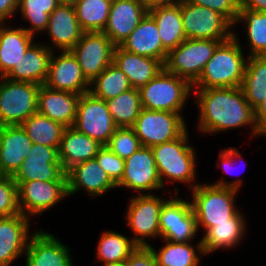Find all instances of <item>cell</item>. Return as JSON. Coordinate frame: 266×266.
<instances>
[{"label": "cell", "instance_id": "36", "mask_svg": "<svg viewBox=\"0 0 266 266\" xmlns=\"http://www.w3.org/2000/svg\"><path fill=\"white\" fill-rule=\"evenodd\" d=\"M21 127L35 144L59 147L65 127L39 112L28 117Z\"/></svg>", "mask_w": 266, "mask_h": 266}, {"label": "cell", "instance_id": "28", "mask_svg": "<svg viewBox=\"0 0 266 266\" xmlns=\"http://www.w3.org/2000/svg\"><path fill=\"white\" fill-rule=\"evenodd\" d=\"M113 63L128 77L135 89L146 85L164 68L160 60L126 51L120 45L114 49Z\"/></svg>", "mask_w": 266, "mask_h": 266}, {"label": "cell", "instance_id": "10", "mask_svg": "<svg viewBox=\"0 0 266 266\" xmlns=\"http://www.w3.org/2000/svg\"><path fill=\"white\" fill-rule=\"evenodd\" d=\"M182 113L143 108L132 128L142 146L153 147L178 138L187 128Z\"/></svg>", "mask_w": 266, "mask_h": 266}, {"label": "cell", "instance_id": "20", "mask_svg": "<svg viewBox=\"0 0 266 266\" xmlns=\"http://www.w3.org/2000/svg\"><path fill=\"white\" fill-rule=\"evenodd\" d=\"M31 220L19 213L11 217H0V266H10L25 255L29 239Z\"/></svg>", "mask_w": 266, "mask_h": 266}, {"label": "cell", "instance_id": "6", "mask_svg": "<svg viewBox=\"0 0 266 266\" xmlns=\"http://www.w3.org/2000/svg\"><path fill=\"white\" fill-rule=\"evenodd\" d=\"M226 40L185 39L168 52L164 69L193 85L201 76L217 46Z\"/></svg>", "mask_w": 266, "mask_h": 266}, {"label": "cell", "instance_id": "25", "mask_svg": "<svg viewBox=\"0 0 266 266\" xmlns=\"http://www.w3.org/2000/svg\"><path fill=\"white\" fill-rule=\"evenodd\" d=\"M238 210L229 222L214 223L203 235L201 242L205 256L214 253L217 250L235 248L245 239L248 226L246 217Z\"/></svg>", "mask_w": 266, "mask_h": 266}, {"label": "cell", "instance_id": "4", "mask_svg": "<svg viewBox=\"0 0 266 266\" xmlns=\"http://www.w3.org/2000/svg\"><path fill=\"white\" fill-rule=\"evenodd\" d=\"M237 32L217 46L192 89L241 87L248 57Z\"/></svg>", "mask_w": 266, "mask_h": 266}, {"label": "cell", "instance_id": "21", "mask_svg": "<svg viewBox=\"0 0 266 266\" xmlns=\"http://www.w3.org/2000/svg\"><path fill=\"white\" fill-rule=\"evenodd\" d=\"M66 176L69 197L82 190L95 199L117 188L95 158L75 165Z\"/></svg>", "mask_w": 266, "mask_h": 266}, {"label": "cell", "instance_id": "31", "mask_svg": "<svg viewBox=\"0 0 266 266\" xmlns=\"http://www.w3.org/2000/svg\"><path fill=\"white\" fill-rule=\"evenodd\" d=\"M148 13L158 26L163 48L167 52L175 49L186 39L181 15V1L173 5L156 7Z\"/></svg>", "mask_w": 266, "mask_h": 266}, {"label": "cell", "instance_id": "32", "mask_svg": "<svg viewBox=\"0 0 266 266\" xmlns=\"http://www.w3.org/2000/svg\"><path fill=\"white\" fill-rule=\"evenodd\" d=\"M162 241L164 245L159 247L158 251L155 246L149 245L155 254L157 266H200L201 257L205 256L201 238L196 244H193V241L191 243L170 242L165 239Z\"/></svg>", "mask_w": 266, "mask_h": 266}, {"label": "cell", "instance_id": "43", "mask_svg": "<svg viewBox=\"0 0 266 266\" xmlns=\"http://www.w3.org/2000/svg\"><path fill=\"white\" fill-rule=\"evenodd\" d=\"M95 159L110 180L117 185L124 174L125 160L120 158L106 146H102L98 150Z\"/></svg>", "mask_w": 266, "mask_h": 266}, {"label": "cell", "instance_id": "2", "mask_svg": "<svg viewBox=\"0 0 266 266\" xmlns=\"http://www.w3.org/2000/svg\"><path fill=\"white\" fill-rule=\"evenodd\" d=\"M224 176L214 183L198 184L191 191V204L196 215L198 231L204 233L214 223L229 222V219L240 209L236 197L244 184L242 178L224 180Z\"/></svg>", "mask_w": 266, "mask_h": 266}, {"label": "cell", "instance_id": "34", "mask_svg": "<svg viewBox=\"0 0 266 266\" xmlns=\"http://www.w3.org/2000/svg\"><path fill=\"white\" fill-rule=\"evenodd\" d=\"M241 88L253 109L265 99L266 56H249L247 58Z\"/></svg>", "mask_w": 266, "mask_h": 266}, {"label": "cell", "instance_id": "19", "mask_svg": "<svg viewBox=\"0 0 266 266\" xmlns=\"http://www.w3.org/2000/svg\"><path fill=\"white\" fill-rule=\"evenodd\" d=\"M38 229L29 239L24 266H75L70 246L43 228Z\"/></svg>", "mask_w": 266, "mask_h": 266}, {"label": "cell", "instance_id": "47", "mask_svg": "<svg viewBox=\"0 0 266 266\" xmlns=\"http://www.w3.org/2000/svg\"><path fill=\"white\" fill-rule=\"evenodd\" d=\"M17 11L18 0H0V23H9L13 16L16 18Z\"/></svg>", "mask_w": 266, "mask_h": 266}, {"label": "cell", "instance_id": "29", "mask_svg": "<svg viewBox=\"0 0 266 266\" xmlns=\"http://www.w3.org/2000/svg\"><path fill=\"white\" fill-rule=\"evenodd\" d=\"M101 147L97 141L74 127H65L58 149L63 171L66 173L75 165L94 159Z\"/></svg>", "mask_w": 266, "mask_h": 266}, {"label": "cell", "instance_id": "12", "mask_svg": "<svg viewBox=\"0 0 266 266\" xmlns=\"http://www.w3.org/2000/svg\"><path fill=\"white\" fill-rule=\"evenodd\" d=\"M73 127L106 146L117 126L108 110L106 101L90 92L80 95Z\"/></svg>", "mask_w": 266, "mask_h": 266}, {"label": "cell", "instance_id": "37", "mask_svg": "<svg viewBox=\"0 0 266 266\" xmlns=\"http://www.w3.org/2000/svg\"><path fill=\"white\" fill-rule=\"evenodd\" d=\"M62 0H18V13L29 27H23L33 37L45 32L51 12Z\"/></svg>", "mask_w": 266, "mask_h": 266}, {"label": "cell", "instance_id": "26", "mask_svg": "<svg viewBox=\"0 0 266 266\" xmlns=\"http://www.w3.org/2000/svg\"><path fill=\"white\" fill-rule=\"evenodd\" d=\"M126 51L165 63L168 52L163 48L158 26L147 12L132 33L120 44Z\"/></svg>", "mask_w": 266, "mask_h": 266}, {"label": "cell", "instance_id": "22", "mask_svg": "<svg viewBox=\"0 0 266 266\" xmlns=\"http://www.w3.org/2000/svg\"><path fill=\"white\" fill-rule=\"evenodd\" d=\"M147 12L142 0H112L108 21L103 32L116 46L120 45Z\"/></svg>", "mask_w": 266, "mask_h": 266}, {"label": "cell", "instance_id": "17", "mask_svg": "<svg viewBox=\"0 0 266 266\" xmlns=\"http://www.w3.org/2000/svg\"><path fill=\"white\" fill-rule=\"evenodd\" d=\"M45 32L50 43L44 45L52 51L71 50L76 45L84 31L78 22L72 2L62 0L59 3L49 16Z\"/></svg>", "mask_w": 266, "mask_h": 266}, {"label": "cell", "instance_id": "24", "mask_svg": "<svg viewBox=\"0 0 266 266\" xmlns=\"http://www.w3.org/2000/svg\"><path fill=\"white\" fill-rule=\"evenodd\" d=\"M80 95L48 88L40 85L37 112L61 123L64 127H73Z\"/></svg>", "mask_w": 266, "mask_h": 266}, {"label": "cell", "instance_id": "50", "mask_svg": "<svg viewBox=\"0 0 266 266\" xmlns=\"http://www.w3.org/2000/svg\"><path fill=\"white\" fill-rule=\"evenodd\" d=\"M146 6L147 11L152 10L156 7L168 6L173 5L181 0H142Z\"/></svg>", "mask_w": 266, "mask_h": 266}, {"label": "cell", "instance_id": "7", "mask_svg": "<svg viewBox=\"0 0 266 266\" xmlns=\"http://www.w3.org/2000/svg\"><path fill=\"white\" fill-rule=\"evenodd\" d=\"M155 194L132 195L126 205L125 222L132 232V241L137 246H148L149 238H160L159 215L168 200ZM148 238V241H146Z\"/></svg>", "mask_w": 266, "mask_h": 266}, {"label": "cell", "instance_id": "48", "mask_svg": "<svg viewBox=\"0 0 266 266\" xmlns=\"http://www.w3.org/2000/svg\"><path fill=\"white\" fill-rule=\"evenodd\" d=\"M255 120L257 125V134L260 138L266 137V97L265 99L254 109Z\"/></svg>", "mask_w": 266, "mask_h": 266}, {"label": "cell", "instance_id": "33", "mask_svg": "<svg viewBox=\"0 0 266 266\" xmlns=\"http://www.w3.org/2000/svg\"><path fill=\"white\" fill-rule=\"evenodd\" d=\"M137 248L131 237L117 231L107 230L101 233L97 243V261L104 265L125 261Z\"/></svg>", "mask_w": 266, "mask_h": 266}, {"label": "cell", "instance_id": "41", "mask_svg": "<svg viewBox=\"0 0 266 266\" xmlns=\"http://www.w3.org/2000/svg\"><path fill=\"white\" fill-rule=\"evenodd\" d=\"M106 147L125 160L142 145L132 127H117Z\"/></svg>", "mask_w": 266, "mask_h": 266}, {"label": "cell", "instance_id": "3", "mask_svg": "<svg viewBox=\"0 0 266 266\" xmlns=\"http://www.w3.org/2000/svg\"><path fill=\"white\" fill-rule=\"evenodd\" d=\"M189 135L187 128L178 138L151 147L165 194L164 188L169 183L174 186L176 182L184 183L189 185L188 190L200 184L196 180L198 159L194 146L189 143Z\"/></svg>", "mask_w": 266, "mask_h": 266}, {"label": "cell", "instance_id": "13", "mask_svg": "<svg viewBox=\"0 0 266 266\" xmlns=\"http://www.w3.org/2000/svg\"><path fill=\"white\" fill-rule=\"evenodd\" d=\"M116 45L104 32H84L70 50L85 78L91 82L113 63Z\"/></svg>", "mask_w": 266, "mask_h": 266}, {"label": "cell", "instance_id": "35", "mask_svg": "<svg viewBox=\"0 0 266 266\" xmlns=\"http://www.w3.org/2000/svg\"><path fill=\"white\" fill-rule=\"evenodd\" d=\"M246 28L249 56H266V12L240 9L234 26L242 24Z\"/></svg>", "mask_w": 266, "mask_h": 266}, {"label": "cell", "instance_id": "9", "mask_svg": "<svg viewBox=\"0 0 266 266\" xmlns=\"http://www.w3.org/2000/svg\"><path fill=\"white\" fill-rule=\"evenodd\" d=\"M175 195L171 196L162 206L159 215L160 238L170 242H192L196 239L197 227L196 215L193 211L191 200L180 197L179 190L174 187Z\"/></svg>", "mask_w": 266, "mask_h": 266}, {"label": "cell", "instance_id": "23", "mask_svg": "<svg viewBox=\"0 0 266 266\" xmlns=\"http://www.w3.org/2000/svg\"><path fill=\"white\" fill-rule=\"evenodd\" d=\"M21 125L0 126V170L5 176H13L32 148Z\"/></svg>", "mask_w": 266, "mask_h": 266}, {"label": "cell", "instance_id": "27", "mask_svg": "<svg viewBox=\"0 0 266 266\" xmlns=\"http://www.w3.org/2000/svg\"><path fill=\"white\" fill-rule=\"evenodd\" d=\"M0 23V77H7L22 60L28 47L36 40L23 27Z\"/></svg>", "mask_w": 266, "mask_h": 266}, {"label": "cell", "instance_id": "11", "mask_svg": "<svg viewBox=\"0 0 266 266\" xmlns=\"http://www.w3.org/2000/svg\"><path fill=\"white\" fill-rule=\"evenodd\" d=\"M181 15L187 39L228 40L233 36L234 26L210 8L181 0Z\"/></svg>", "mask_w": 266, "mask_h": 266}, {"label": "cell", "instance_id": "14", "mask_svg": "<svg viewBox=\"0 0 266 266\" xmlns=\"http://www.w3.org/2000/svg\"><path fill=\"white\" fill-rule=\"evenodd\" d=\"M20 213L29 217L42 216L68 197L67 181H26L17 186Z\"/></svg>", "mask_w": 266, "mask_h": 266}, {"label": "cell", "instance_id": "52", "mask_svg": "<svg viewBox=\"0 0 266 266\" xmlns=\"http://www.w3.org/2000/svg\"><path fill=\"white\" fill-rule=\"evenodd\" d=\"M5 175L2 173V171L0 170V179L3 178Z\"/></svg>", "mask_w": 266, "mask_h": 266}, {"label": "cell", "instance_id": "46", "mask_svg": "<svg viewBox=\"0 0 266 266\" xmlns=\"http://www.w3.org/2000/svg\"><path fill=\"white\" fill-rule=\"evenodd\" d=\"M126 262L128 266H157L155 254L148 246H137Z\"/></svg>", "mask_w": 266, "mask_h": 266}, {"label": "cell", "instance_id": "8", "mask_svg": "<svg viewBox=\"0 0 266 266\" xmlns=\"http://www.w3.org/2000/svg\"><path fill=\"white\" fill-rule=\"evenodd\" d=\"M40 85L0 77V126L21 125L37 112Z\"/></svg>", "mask_w": 266, "mask_h": 266}, {"label": "cell", "instance_id": "51", "mask_svg": "<svg viewBox=\"0 0 266 266\" xmlns=\"http://www.w3.org/2000/svg\"><path fill=\"white\" fill-rule=\"evenodd\" d=\"M104 266H128L126 260L125 261H122V262H117V263H111V264H107V265H104Z\"/></svg>", "mask_w": 266, "mask_h": 266}, {"label": "cell", "instance_id": "5", "mask_svg": "<svg viewBox=\"0 0 266 266\" xmlns=\"http://www.w3.org/2000/svg\"><path fill=\"white\" fill-rule=\"evenodd\" d=\"M142 108L182 113L192 94V85L164 68L138 89Z\"/></svg>", "mask_w": 266, "mask_h": 266}, {"label": "cell", "instance_id": "53", "mask_svg": "<svg viewBox=\"0 0 266 266\" xmlns=\"http://www.w3.org/2000/svg\"><path fill=\"white\" fill-rule=\"evenodd\" d=\"M65 1H69V2H72V3H73V2L76 1V0H65Z\"/></svg>", "mask_w": 266, "mask_h": 266}, {"label": "cell", "instance_id": "15", "mask_svg": "<svg viewBox=\"0 0 266 266\" xmlns=\"http://www.w3.org/2000/svg\"><path fill=\"white\" fill-rule=\"evenodd\" d=\"M116 187L128 188L137 195L154 194L153 191L163 189L151 147L142 146L125 159L124 174Z\"/></svg>", "mask_w": 266, "mask_h": 266}, {"label": "cell", "instance_id": "49", "mask_svg": "<svg viewBox=\"0 0 266 266\" xmlns=\"http://www.w3.org/2000/svg\"><path fill=\"white\" fill-rule=\"evenodd\" d=\"M240 9L266 12V0H240Z\"/></svg>", "mask_w": 266, "mask_h": 266}, {"label": "cell", "instance_id": "44", "mask_svg": "<svg viewBox=\"0 0 266 266\" xmlns=\"http://www.w3.org/2000/svg\"><path fill=\"white\" fill-rule=\"evenodd\" d=\"M223 15L233 26L240 13V0H188Z\"/></svg>", "mask_w": 266, "mask_h": 266}, {"label": "cell", "instance_id": "40", "mask_svg": "<svg viewBox=\"0 0 266 266\" xmlns=\"http://www.w3.org/2000/svg\"><path fill=\"white\" fill-rule=\"evenodd\" d=\"M106 104L117 127H132L143 109L139 91L135 88L107 100Z\"/></svg>", "mask_w": 266, "mask_h": 266}, {"label": "cell", "instance_id": "16", "mask_svg": "<svg viewBox=\"0 0 266 266\" xmlns=\"http://www.w3.org/2000/svg\"><path fill=\"white\" fill-rule=\"evenodd\" d=\"M58 149L33 143L31 151L12 176L15 184L18 186L26 181H67L58 159Z\"/></svg>", "mask_w": 266, "mask_h": 266}, {"label": "cell", "instance_id": "18", "mask_svg": "<svg viewBox=\"0 0 266 266\" xmlns=\"http://www.w3.org/2000/svg\"><path fill=\"white\" fill-rule=\"evenodd\" d=\"M44 85L54 90L82 95L89 92L90 82L83 75L76 57L70 50H66L52 52Z\"/></svg>", "mask_w": 266, "mask_h": 266}, {"label": "cell", "instance_id": "38", "mask_svg": "<svg viewBox=\"0 0 266 266\" xmlns=\"http://www.w3.org/2000/svg\"><path fill=\"white\" fill-rule=\"evenodd\" d=\"M112 0H76L73 2L78 22L84 32H103Z\"/></svg>", "mask_w": 266, "mask_h": 266}, {"label": "cell", "instance_id": "1", "mask_svg": "<svg viewBox=\"0 0 266 266\" xmlns=\"http://www.w3.org/2000/svg\"><path fill=\"white\" fill-rule=\"evenodd\" d=\"M192 90L194 105L199 110L196 124L198 132L215 135L249 127L250 138L258 139L255 111L241 87Z\"/></svg>", "mask_w": 266, "mask_h": 266}, {"label": "cell", "instance_id": "45", "mask_svg": "<svg viewBox=\"0 0 266 266\" xmlns=\"http://www.w3.org/2000/svg\"><path fill=\"white\" fill-rule=\"evenodd\" d=\"M218 157L217 168L223 170L222 173L229 174L230 176H237L236 163L238 160L244 159L242 153L239 151L238 147H229L220 150ZM245 165V164H244ZM238 166V164H237ZM246 167V166H245ZM238 168V167H237ZM243 173V172H242ZM241 175V174H240Z\"/></svg>", "mask_w": 266, "mask_h": 266}, {"label": "cell", "instance_id": "42", "mask_svg": "<svg viewBox=\"0 0 266 266\" xmlns=\"http://www.w3.org/2000/svg\"><path fill=\"white\" fill-rule=\"evenodd\" d=\"M20 213L17 185L12 176L0 179V217H11Z\"/></svg>", "mask_w": 266, "mask_h": 266}, {"label": "cell", "instance_id": "30", "mask_svg": "<svg viewBox=\"0 0 266 266\" xmlns=\"http://www.w3.org/2000/svg\"><path fill=\"white\" fill-rule=\"evenodd\" d=\"M41 43L34 41L28 47L18 67L6 77L7 79L33 82L38 85L46 82L53 51Z\"/></svg>", "mask_w": 266, "mask_h": 266}, {"label": "cell", "instance_id": "39", "mask_svg": "<svg viewBox=\"0 0 266 266\" xmlns=\"http://www.w3.org/2000/svg\"><path fill=\"white\" fill-rule=\"evenodd\" d=\"M131 88L128 77L112 63L90 82L89 92L107 101Z\"/></svg>", "mask_w": 266, "mask_h": 266}]
</instances>
